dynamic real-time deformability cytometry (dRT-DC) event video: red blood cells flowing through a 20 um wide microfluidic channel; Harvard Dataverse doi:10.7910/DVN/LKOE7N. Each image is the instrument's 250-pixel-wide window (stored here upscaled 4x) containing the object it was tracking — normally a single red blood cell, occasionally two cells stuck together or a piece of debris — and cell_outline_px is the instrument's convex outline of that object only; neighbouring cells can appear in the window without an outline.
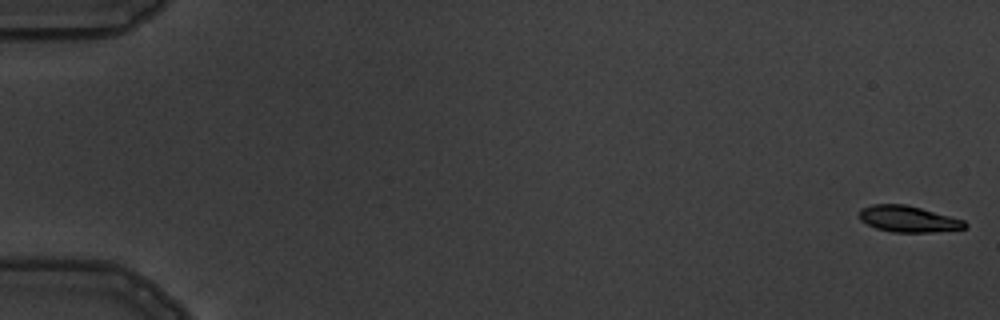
{"species": "common noctule bat (a hibernating species)", "species_latin": "Nyctalus noctula", "temperature_condition": "warm", "stored_images_in_passage": 6, "camera_frame_rate_fps": 3000, "um_per_image_px": 0.085, "animal": {"sex": "male", "body_mass_g": 19.5, "forearm_length_mm": 54.6}, "frame": {"image": 1, "passage_image": 1, "time_ms": 0.0, "image_size_px": [1000, 320], "cell_outline_px": [[968, 228], [932, 232], [892, 232], [876, 228], [860, 220], [860, 208], [872, 204], [904, 204], [920, 208], [964, 220], [968, 224]], "centroid_in_image_um": [77.2, 18.61], "position_along_channel_um": 7.8, "area_um2": 16.07}}
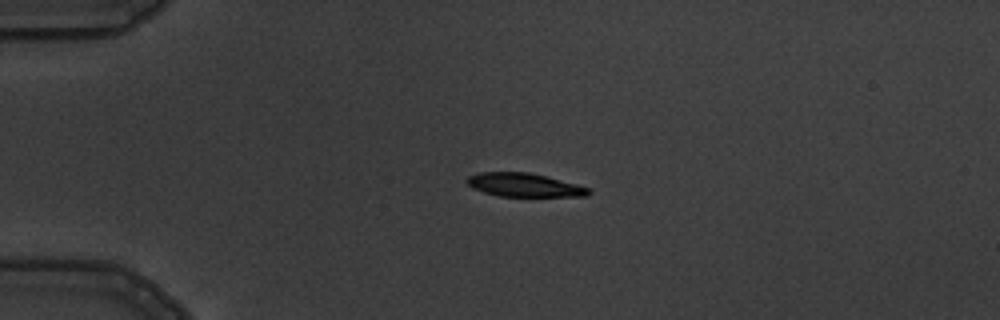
{"frame": {"image": 2, "passage_image": 4, "time_ms": 4.333, "image_size_px": [1000, 320], "cell_outline_px": [[592, 192], [588, 196], [500, 196], [484, 192], [472, 188], [464, 180], [468, 176], [480, 172], [528, 172], [576, 184], [588, 188]], "centroid_in_image_um": [44.52, 15.72], "position_along_channel_um": 40.5, "area_um2": 16.53}}